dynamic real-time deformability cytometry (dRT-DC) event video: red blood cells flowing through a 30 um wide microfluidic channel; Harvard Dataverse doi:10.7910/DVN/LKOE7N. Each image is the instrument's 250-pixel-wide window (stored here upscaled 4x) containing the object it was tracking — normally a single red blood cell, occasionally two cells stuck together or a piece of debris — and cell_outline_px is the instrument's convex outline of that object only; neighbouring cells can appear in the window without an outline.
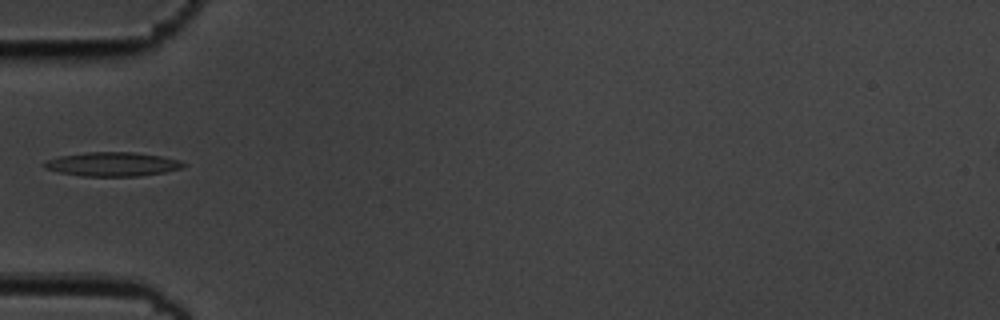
{"species": "common noctule bat (a hibernating species)", "species_latin": "Nyctalus noctula", "temperature_condition": "cold", "stored_images_in_passage": 2, "camera_frame_rate_fps": 3000, "um_per_image_px": 0.085, "animal": {"sex": "male", "body_mass_g": 19.5, "forearm_length_mm": 54.6}, "frame": {"image": 1, "passage_image": 1, "time_ms": 0.0, "image_size_px": [1000, 320], "cell_outline_px": [[188, 164], [184, 168], [164, 172], [140, 176], [80, 176], [60, 172], [44, 168], [40, 164], [48, 160], [60, 156], [84, 152], [136, 152], [160, 156], [180, 160]], "centroid_in_image_um": [9.58, 13.95], "position_along_channel_um": 75.4, "area_um2": 19.65}}
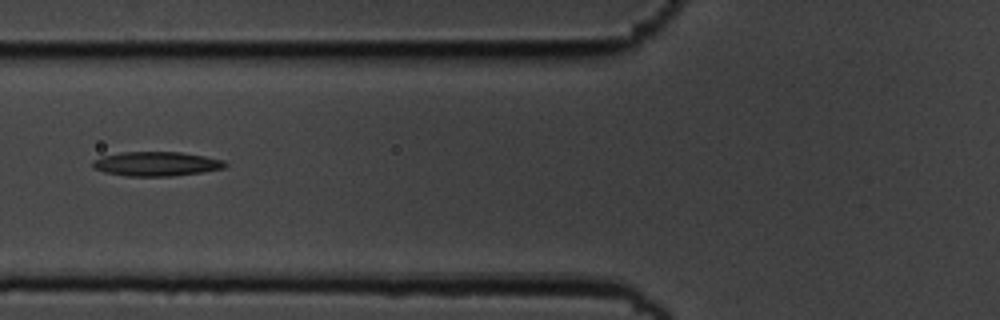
{"frame": {"image": 2, "passage_image": 2, "time_ms": 0.333, "image_size_px": [1000, 320], "cell_outline_px": [[228, 164], [224, 168], [200, 172], [172, 176], [124, 176], [104, 172], [92, 168], [92, 160], [104, 156], [120, 152], [180, 152], [204, 156], [224, 160]], "centroid_in_image_um": [13.26, 13.93], "position_along_channel_um": 112.5, "area_um2": 18.79}}